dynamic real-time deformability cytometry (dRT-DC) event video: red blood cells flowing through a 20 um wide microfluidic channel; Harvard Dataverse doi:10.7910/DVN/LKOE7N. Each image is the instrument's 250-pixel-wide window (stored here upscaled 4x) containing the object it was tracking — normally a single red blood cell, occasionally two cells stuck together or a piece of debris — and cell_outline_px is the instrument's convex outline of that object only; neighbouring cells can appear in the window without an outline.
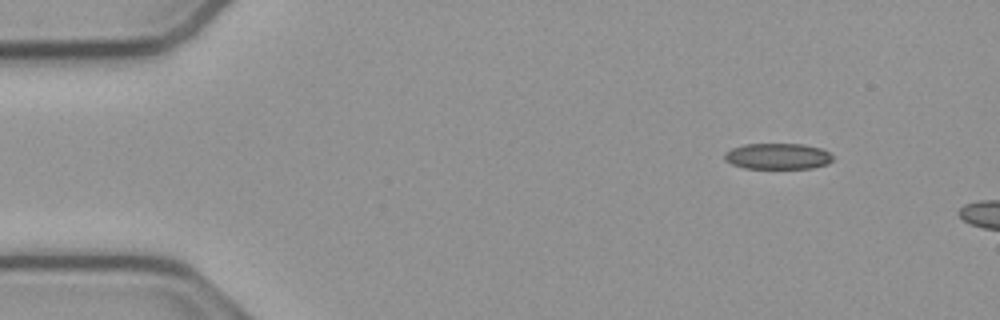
{"species": "common noctule bat (a hibernating species)", "species_latin": "Nyctalus noctula", "temperature_condition": "cold", "stored_images_in_passage": 5, "camera_frame_rate_fps": 3000, "um_per_image_px": 0.085, "animal": {"sex": "male", "body_mass_g": 23.1, "forearm_length_mm": 52.7}, "frame": {"image": 1, "passage_image": 1, "time_ms": 0.0, "image_size_px": [1000, 320], "cell_outline_px": [[832, 160], [828, 164], [812, 168], [744, 168], [732, 164], [724, 160], [724, 152], [732, 148], [744, 144], [804, 144], [820, 148], [828, 152], [832, 156]], "centroid_in_image_um": [66.08, 13.28], "position_along_channel_um": 18.9, "area_um2": 16.42}}